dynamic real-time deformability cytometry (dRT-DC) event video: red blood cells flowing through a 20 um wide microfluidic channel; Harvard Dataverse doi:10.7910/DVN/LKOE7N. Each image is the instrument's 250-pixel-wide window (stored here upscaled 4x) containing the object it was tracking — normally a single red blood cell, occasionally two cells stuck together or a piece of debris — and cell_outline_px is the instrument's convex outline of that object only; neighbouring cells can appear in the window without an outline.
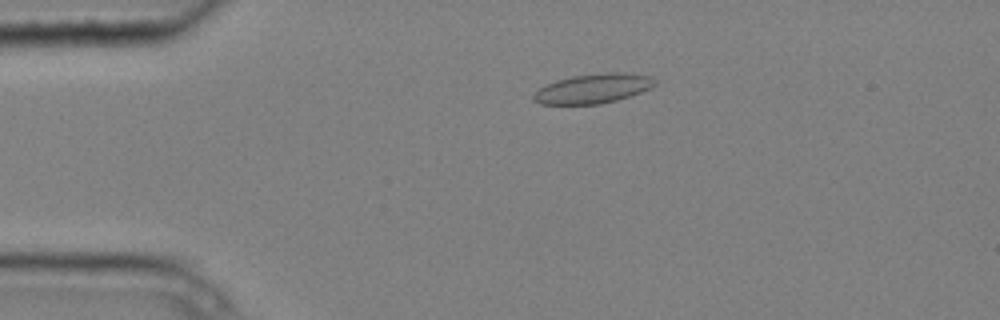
{"species": "common noctule bat (a hibernating species)", "species_latin": "Nyctalus noctula", "temperature_condition": "cold", "stored_images_in_passage": 5, "camera_frame_rate_fps": 3000, "um_per_image_px": 0.085, "animal": {"sex": "male", "body_mass_g": 20.4}, "frame": {"image": 1, "passage_image": 4, "time_ms": 1.0, "image_size_px": [1000, 320], "cell_outline_px": [[656, 84], [640, 92], [616, 100], [600, 104], [540, 104], [532, 100], [532, 96], [540, 88], [556, 80], [572, 76], [604, 72], [616, 72], [648, 76], [656, 80]], "centroid_in_image_um": [50.37, 7.53], "position_along_channel_um": 34.6, "area_um2": 20.58}}